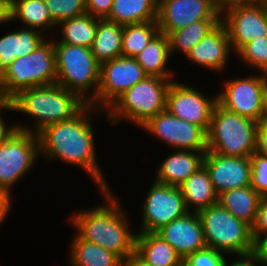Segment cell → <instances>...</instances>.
<instances>
[{
    "label": "cell",
    "instance_id": "cell-12",
    "mask_svg": "<svg viewBox=\"0 0 267 266\" xmlns=\"http://www.w3.org/2000/svg\"><path fill=\"white\" fill-rule=\"evenodd\" d=\"M141 127L178 150L207 151L206 132L194 123L175 117L166 109Z\"/></svg>",
    "mask_w": 267,
    "mask_h": 266
},
{
    "label": "cell",
    "instance_id": "cell-25",
    "mask_svg": "<svg viewBox=\"0 0 267 266\" xmlns=\"http://www.w3.org/2000/svg\"><path fill=\"white\" fill-rule=\"evenodd\" d=\"M123 25L98 18V26L91 46V53L100 63L122 56Z\"/></svg>",
    "mask_w": 267,
    "mask_h": 266
},
{
    "label": "cell",
    "instance_id": "cell-17",
    "mask_svg": "<svg viewBox=\"0 0 267 266\" xmlns=\"http://www.w3.org/2000/svg\"><path fill=\"white\" fill-rule=\"evenodd\" d=\"M224 13L226 16L224 19L221 17V22L226 26L236 52L254 39L267 37V25L260 5L235 6Z\"/></svg>",
    "mask_w": 267,
    "mask_h": 266
},
{
    "label": "cell",
    "instance_id": "cell-5",
    "mask_svg": "<svg viewBox=\"0 0 267 266\" xmlns=\"http://www.w3.org/2000/svg\"><path fill=\"white\" fill-rule=\"evenodd\" d=\"M256 139V121L216 104L206 132L207 151L223 156L250 157L256 151Z\"/></svg>",
    "mask_w": 267,
    "mask_h": 266
},
{
    "label": "cell",
    "instance_id": "cell-33",
    "mask_svg": "<svg viewBox=\"0 0 267 266\" xmlns=\"http://www.w3.org/2000/svg\"><path fill=\"white\" fill-rule=\"evenodd\" d=\"M46 7L56 22L86 14V0H44Z\"/></svg>",
    "mask_w": 267,
    "mask_h": 266
},
{
    "label": "cell",
    "instance_id": "cell-35",
    "mask_svg": "<svg viewBox=\"0 0 267 266\" xmlns=\"http://www.w3.org/2000/svg\"><path fill=\"white\" fill-rule=\"evenodd\" d=\"M251 161V186L262 196H267V156L254 152Z\"/></svg>",
    "mask_w": 267,
    "mask_h": 266
},
{
    "label": "cell",
    "instance_id": "cell-40",
    "mask_svg": "<svg viewBox=\"0 0 267 266\" xmlns=\"http://www.w3.org/2000/svg\"><path fill=\"white\" fill-rule=\"evenodd\" d=\"M13 110V104L11 103V101H6V100H0V110ZM6 124L3 121L1 115H0V144L4 141H6L16 130V125L10 127V128H6Z\"/></svg>",
    "mask_w": 267,
    "mask_h": 266
},
{
    "label": "cell",
    "instance_id": "cell-14",
    "mask_svg": "<svg viewBox=\"0 0 267 266\" xmlns=\"http://www.w3.org/2000/svg\"><path fill=\"white\" fill-rule=\"evenodd\" d=\"M215 0H158L157 24L159 31L183 29L201 20H221Z\"/></svg>",
    "mask_w": 267,
    "mask_h": 266
},
{
    "label": "cell",
    "instance_id": "cell-42",
    "mask_svg": "<svg viewBox=\"0 0 267 266\" xmlns=\"http://www.w3.org/2000/svg\"><path fill=\"white\" fill-rule=\"evenodd\" d=\"M241 259L233 261L230 266H262L263 262L259 259L255 252L240 255ZM224 266H227L226 259L224 260ZM257 264V265H255Z\"/></svg>",
    "mask_w": 267,
    "mask_h": 266
},
{
    "label": "cell",
    "instance_id": "cell-28",
    "mask_svg": "<svg viewBox=\"0 0 267 266\" xmlns=\"http://www.w3.org/2000/svg\"><path fill=\"white\" fill-rule=\"evenodd\" d=\"M71 246L72 266H124V261L114 252L78 236Z\"/></svg>",
    "mask_w": 267,
    "mask_h": 266
},
{
    "label": "cell",
    "instance_id": "cell-6",
    "mask_svg": "<svg viewBox=\"0 0 267 266\" xmlns=\"http://www.w3.org/2000/svg\"><path fill=\"white\" fill-rule=\"evenodd\" d=\"M53 47L56 56V84L76 93L89 104L97 95L100 63L88 47L66 43H53ZM91 87H96L94 95L88 96L86 93Z\"/></svg>",
    "mask_w": 267,
    "mask_h": 266
},
{
    "label": "cell",
    "instance_id": "cell-39",
    "mask_svg": "<svg viewBox=\"0 0 267 266\" xmlns=\"http://www.w3.org/2000/svg\"><path fill=\"white\" fill-rule=\"evenodd\" d=\"M256 152L267 156V116L257 122Z\"/></svg>",
    "mask_w": 267,
    "mask_h": 266
},
{
    "label": "cell",
    "instance_id": "cell-13",
    "mask_svg": "<svg viewBox=\"0 0 267 266\" xmlns=\"http://www.w3.org/2000/svg\"><path fill=\"white\" fill-rule=\"evenodd\" d=\"M217 103L224 109L258 122L264 113V73L230 80L217 96Z\"/></svg>",
    "mask_w": 267,
    "mask_h": 266
},
{
    "label": "cell",
    "instance_id": "cell-22",
    "mask_svg": "<svg viewBox=\"0 0 267 266\" xmlns=\"http://www.w3.org/2000/svg\"><path fill=\"white\" fill-rule=\"evenodd\" d=\"M135 253L152 266H183L176 250L157 233L138 232Z\"/></svg>",
    "mask_w": 267,
    "mask_h": 266
},
{
    "label": "cell",
    "instance_id": "cell-48",
    "mask_svg": "<svg viewBox=\"0 0 267 266\" xmlns=\"http://www.w3.org/2000/svg\"><path fill=\"white\" fill-rule=\"evenodd\" d=\"M259 5L261 7V12L263 14L265 23L267 25V0H263Z\"/></svg>",
    "mask_w": 267,
    "mask_h": 266
},
{
    "label": "cell",
    "instance_id": "cell-32",
    "mask_svg": "<svg viewBox=\"0 0 267 266\" xmlns=\"http://www.w3.org/2000/svg\"><path fill=\"white\" fill-rule=\"evenodd\" d=\"M220 22L221 20H201L193 22L183 29L170 31L167 34L170 53L174 52L177 48L187 55V53Z\"/></svg>",
    "mask_w": 267,
    "mask_h": 266
},
{
    "label": "cell",
    "instance_id": "cell-26",
    "mask_svg": "<svg viewBox=\"0 0 267 266\" xmlns=\"http://www.w3.org/2000/svg\"><path fill=\"white\" fill-rule=\"evenodd\" d=\"M169 55L171 53L168 36L159 31L142 52L134 58L142 66L147 76L172 78L173 73L165 69Z\"/></svg>",
    "mask_w": 267,
    "mask_h": 266
},
{
    "label": "cell",
    "instance_id": "cell-1",
    "mask_svg": "<svg viewBox=\"0 0 267 266\" xmlns=\"http://www.w3.org/2000/svg\"><path fill=\"white\" fill-rule=\"evenodd\" d=\"M97 108L86 104L76 115L66 121L50 124L37 133L39 152L45 158H60L78 165L89 173L102 190H108L105 178L96 162L93 128L88 114ZM88 117V118H87Z\"/></svg>",
    "mask_w": 267,
    "mask_h": 266
},
{
    "label": "cell",
    "instance_id": "cell-16",
    "mask_svg": "<svg viewBox=\"0 0 267 266\" xmlns=\"http://www.w3.org/2000/svg\"><path fill=\"white\" fill-rule=\"evenodd\" d=\"M203 165L208 170L218 195L251 185L250 157L223 156L206 151Z\"/></svg>",
    "mask_w": 267,
    "mask_h": 266
},
{
    "label": "cell",
    "instance_id": "cell-27",
    "mask_svg": "<svg viewBox=\"0 0 267 266\" xmlns=\"http://www.w3.org/2000/svg\"><path fill=\"white\" fill-rule=\"evenodd\" d=\"M261 196L250 185L232 189L218 195V203L237 219L252 225Z\"/></svg>",
    "mask_w": 267,
    "mask_h": 266
},
{
    "label": "cell",
    "instance_id": "cell-21",
    "mask_svg": "<svg viewBox=\"0 0 267 266\" xmlns=\"http://www.w3.org/2000/svg\"><path fill=\"white\" fill-rule=\"evenodd\" d=\"M45 41L41 30L27 27L0 38V75L16 58L31 54Z\"/></svg>",
    "mask_w": 267,
    "mask_h": 266
},
{
    "label": "cell",
    "instance_id": "cell-31",
    "mask_svg": "<svg viewBox=\"0 0 267 266\" xmlns=\"http://www.w3.org/2000/svg\"><path fill=\"white\" fill-rule=\"evenodd\" d=\"M159 32L157 21L134 23L123 26L122 56L135 57Z\"/></svg>",
    "mask_w": 267,
    "mask_h": 266
},
{
    "label": "cell",
    "instance_id": "cell-37",
    "mask_svg": "<svg viewBox=\"0 0 267 266\" xmlns=\"http://www.w3.org/2000/svg\"><path fill=\"white\" fill-rule=\"evenodd\" d=\"M267 232V196H262L258 205L253 224L251 225V234L254 240Z\"/></svg>",
    "mask_w": 267,
    "mask_h": 266
},
{
    "label": "cell",
    "instance_id": "cell-9",
    "mask_svg": "<svg viewBox=\"0 0 267 266\" xmlns=\"http://www.w3.org/2000/svg\"><path fill=\"white\" fill-rule=\"evenodd\" d=\"M17 130L0 144V189L11 194L12 185L30 170L39 152L37 134L16 124Z\"/></svg>",
    "mask_w": 267,
    "mask_h": 266
},
{
    "label": "cell",
    "instance_id": "cell-43",
    "mask_svg": "<svg viewBox=\"0 0 267 266\" xmlns=\"http://www.w3.org/2000/svg\"><path fill=\"white\" fill-rule=\"evenodd\" d=\"M262 235L264 237L260 236L255 240L254 252L263 262V266H267V232L263 233Z\"/></svg>",
    "mask_w": 267,
    "mask_h": 266
},
{
    "label": "cell",
    "instance_id": "cell-36",
    "mask_svg": "<svg viewBox=\"0 0 267 266\" xmlns=\"http://www.w3.org/2000/svg\"><path fill=\"white\" fill-rule=\"evenodd\" d=\"M223 252L205 248L190 254L183 260V266H224Z\"/></svg>",
    "mask_w": 267,
    "mask_h": 266
},
{
    "label": "cell",
    "instance_id": "cell-44",
    "mask_svg": "<svg viewBox=\"0 0 267 266\" xmlns=\"http://www.w3.org/2000/svg\"><path fill=\"white\" fill-rule=\"evenodd\" d=\"M10 194L0 189V223L6 218L8 211H10L11 205Z\"/></svg>",
    "mask_w": 267,
    "mask_h": 266
},
{
    "label": "cell",
    "instance_id": "cell-18",
    "mask_svg": "<svg viewBox=\"0 0 267 266\" xmlns=\"http://www.w3.org/2000/svg\"><path fill=\"white\" fill-rule=\"evenodd\" d=\"M190 213L173 220L156 232L183 260L190 254L207 248L200 217L196 212Z\"/></svg>",
    "mask_w": 267,
    "mask_h": 266
},
{
    "label": "cell",
    "instance_id": "cell-11",
    "mask_svg": "<svg viewBox=\"0 0 267 266\" xmlns=\"http://www.w3.org/2000/svg\"><path fill=\"white\" fill-rule=\"evenodd\" d=\"M143 205L141 231L156 233L166 224L183 217L188 212L181 189L154 182Z\"/></svg>",
    "mask_w": 267,
    "mask_h": 266
},
{
    "label": "cell",
    "instance_id": "cell-41",
    "mask_svg": "<svg viewBox=\"0 0 267 266\" xmlns=\"http://www.w3.org/2000/svg\"><path fill=\"white\" fill-rule=\"evenodd\" d=\"M263 0H215L217 8L221 14L223 11L235 6L259 5Z\"/></svg>",
    "mask_w": 267,
    "mask_h": 266
},
{
    "label": "cell",
    "instance_id": "cell-34",
    "mask_svg": "<svg viewBox=\"0 0 267 266\" xmlns=\"http://www.w3.org/2000/svg\"><path fill=\"white\" fill-rule=\"evenodd\" d=\"M237 53L251 67L267 72V37L248 42Z\"/></svg>",
    "mask_w": 267,
    "mask_h": 266
},
{
    "label": "cell",
    "instance_id": "cell-24",
    "mask_svg": "<svg viewBox=\"0 0 267 266\" xmlns=\"http://www.w3.org/2000/svg\"><path fill=\"white\" fill-rule=\"evenodd\" d=\"M158 0H113L105 18L119 25L157 21Z\"/></svg>",
    "mask_w": 267,
    "mask_h": 266
},
{
    "label": "cell",
    "instance_id": "cell-10",
    "mask_svg": "<svg viewBox=\"0 0 267 266\" xmlns=\"http://www.w3.org/2000/svg\"><path fill=\"white\" fill-rule=\"evenodd\" d=\"M147 75L133 57L120 56L100 64V79L96 97L89 103L108 109L125 91L143 81ZM95 102V103H94Z\"/></svg>",
    "mask_w": 267,
    "mask_h": 266
},
{
    "label": "cell",
    "instance_id": "cell-15",
    "mask_svg": "<svg viewBox=\"0 0 267 266\" xmlns=\"http://www.w3.org/2000/svg\"><path fill=\"white\" fill-rule=\"evenodd\" d=\"M217 97L205 98L194 88L172 81L166 95V110L175 117L200 126L208 131Z\"/></svg>",
    "mask_w": 267,
    "mask_h": 266
},
{
    "label": "cell",
    "instance_id": "cell-19",
    "mask_svg": "<svg viewBox=\"0 0 267 266\" xmlns=\"http://www.w3.org/2000/svg\"><path fill=\"white\" fill-rule=\"evenodd\" d=\"M231 48L226 26L220 22L187 53V57L200 66L220 71L227 64Z\"/></svg>",
    "mask_w": 267,
    "mask_h": 266
},
{
    "label": "cell",
    "instance_id": "cell-45",
    "mask_svg": "<svg viewBox=\"0 0 267 266\" xmlns=\"http://www.w3.org/2000/svg\"><path fill=\"white\" fill-rule=\"evenodd\" d=\"M12 0H0V23L12 21Z\"/></svg>",
    "mask_w": 267,
    "mask_h": 266
},
{
    "label": "cell",
    "instance_id": "cell-7",
    "mask_svg": "<svg viewBox=\"0 0 267 266\" xmlns=\"http://www.w3.org/2000/svg\"><path fill=\"white\" fill-rule=\"evenodd\" d=\"M173 80L147 76L143 81L125 91L107 110L111 124L126 117L138 126L166 109V95ZM119 115V116H118Z\"/></svg>",
    "mask_w": 267,
    "mask_h": 266
},
{
    "label": "cell",
    "instance_id": "cell-3",
    "mask_svg": "<svg viewBox=\"0 0 267 266\" xmlns=\"http://www.w3.org/2000/svg\"><path fill=\"white\" fill-rule=\"evenodd\" d=\"M10 101L14 111L24 112L38 120L32 131L35 134L50 124L71 119L87 104L76 93L59 84L20 91Z\"/></svg>",
    "mask_w": 267,
    "mask_h": 266
},
{
    "label": "cell",
    "instance_id": "cell-29",
    "mask_svg": "<svg viewBox=\"0 0 267 266\" xmlns=\"http://www.w3.org/2000/svg\"><path fill=\"white\" fill-rule=\"evenodd\" d=\"M11 18H19L27 28H42L41 33L45 27L56 26L44 0H12Z\"/></svg>",
    "mask_w": 267,
    "mask_h": 266
},
{
    "label": "cell",
    "instance_id": "cell-20",
    "mask_svg": "<svg viewBox=\"0 0 267 266\" xmlns=\"http://www.w3.org/2000/svg\"><path fill=\"white\" fill-rule=\"evenodd\" d=\"M206 152L179 150L168 156L158 168L155 181L180 187L193 173L203 166Z\"/></svg>",
    "mask_w": 267,
    "mask_h": 266
},
{
    "label": "cell",
    "instance_id": "cell-38",
    "mask_svg": "<svg viewBox=\"0 0 267 266\" xmlns=\"http://www.w3.org/2000/svg\"><path fill=\"white\" fill-rule=\"evenodd\" d=\"M113 0H86V13L105 19L111 10Z\"/></svg>",
    "mask_w": 267,
    "mask_h": 266
},
{
    "label": "cell",
    "instance_id": "cell-4",
    "mask_svg": "<svg viewBox=\"0 0 267 266\" xmlns=\"http://www.w3.org/2000/svg\"><path fill=\"white\" fill-rule=\"evenodd\" d=\"M56 56L52 41L31 54L16 58L0 75V100L10 101L20 91L56 84Z\"/></svg>",
    "mask_w": 267,
    "mask_h": 266
},
{
    "label": "cell",
    "instance_id": "cell-8",
    "mask_svg": "<svg viewBox=\"0 0 267 266\" xmlns=\"http://www.w3.org/2000/svg\"><path fill=\"white\" fill-rule=\"evenodd\" d=\"M206 245L223 253H236L238 256L254 252L255 240L251 226L237 219L219 203L198 212Z\"/></svg>",
    "mask_w": 267,
    "mask_h": 266
},
{
    "label": "cell",
    "instance_id": "cell-23",
    "mask_svg": "<svg viewBox=\"0 0 267 266\" xmlns=\"http://www.w3.org/2000/svg\"><path fill=\"white\" fill-rule=\"evenodd\" d=\"M185 200L188 211L193 205L194 212L206 209L207 207L218 203V194L212 184L208 170L203 165L193 173L179 187Z\"/></svg>",
    "mask_w": 267,
    "mask_h": 266
},
{
    "label": "cell",
    "instance_id": "cell-30",
    "mask_svg": "<svg viewBox=\"0 0 267 266\" xmlns=\"http://www.w3.org/2000/svg\"><path fill=\"white\" fill-rule=\"evenodd\" d=\"M57 25L63 26L61 30L63 39L57 43L91 48L98 26V18L86 13L64 20Z\"/></svg>",
    "mask_w": 267,
    "mask_h": 266
},
{
    "label": "cell",
    "instance_id": "cell-2",
    "mask_svg": "<svg viewBox=\"0 0 267 266\" xmlns=\"http://www.w3.org/2000/svg\"><path fill=\"white\" fill-rule=\"evenodd\" d=\"M102 192L108 197L107 206L79 212L71 220L78 229L79 238L104 247L126 261L135 253L136 233L128 229L127 218L118 199L111 195L109 189Z\"/></svg>",
    "mask_w": 267,
    "mask_h": 266
},
{
    "label": "cell",
    "instance_id": "cell-47",
    "mask_svg": "<svg viewBox=\"0 0 267 266\" xmlns=\"http://www.w3.org/2000/svg\"><path fill=\"white\" fill-rule=\"evenodd\" d=\"M267 116V72L264 73V113Z\"/></svg>",
    "mask_w": 267,
    "mask_h": 266
},
{
    "label": "cell",
    "instance_id": "cell-46",
    "mask_svg": "<svg viewBox=\"0 0 267 266\" xmlns=\"http://www.w3.org/2000/svg\"><path fill=\"white\" fill-rule=\"evenodd\" d=\"M124 266H152L142 260L136 253L132 254L126 261Z\"/></svg>",
    "mask_w": 267,
    "mask_h": 266
}]
</instances>
